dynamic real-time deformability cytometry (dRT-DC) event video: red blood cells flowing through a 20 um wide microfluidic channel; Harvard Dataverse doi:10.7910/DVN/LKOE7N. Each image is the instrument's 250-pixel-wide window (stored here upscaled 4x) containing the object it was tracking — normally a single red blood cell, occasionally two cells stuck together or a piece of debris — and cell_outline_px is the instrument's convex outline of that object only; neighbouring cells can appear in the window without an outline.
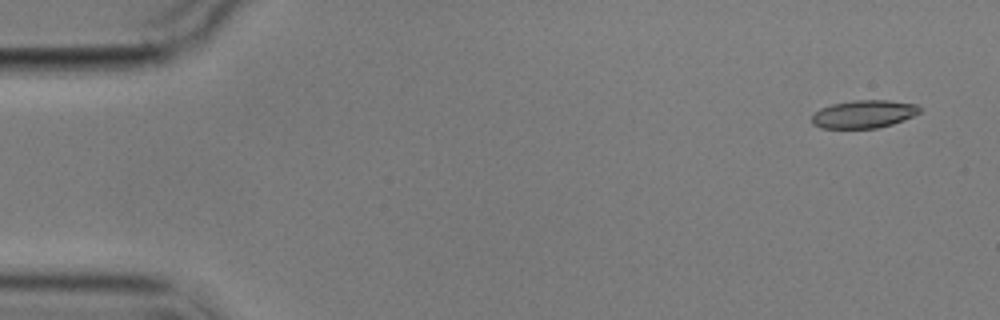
{"species": "common noctule bat (a hibernating species)", "species_latin": "Nyctalus noctula", "temperature_condition": "cold", "stored_images_in_passage": 5, "camera_frame_rate_fps": 3000, "um_per_image_px": 0.085, "animal": {"sex": "male", "body_mass_g": 17.9}, "frame": {"image": 1, "passage_image": 1, "time_ms": 0.0, "image_size_px": [1000, 320], "cell_outline_px": [[920, 112], [904, 120], [892, 124], [876, 128], [820, 128], [812, 124], [812, 116], [820, 108], [832, 104], [852, 100], [888, 100], [916, 104], [920, 108]], "centroid_in_image_um": [73.4, 9.69], "position_along_channel_um": 11.6, "area_um2": 17.51}}
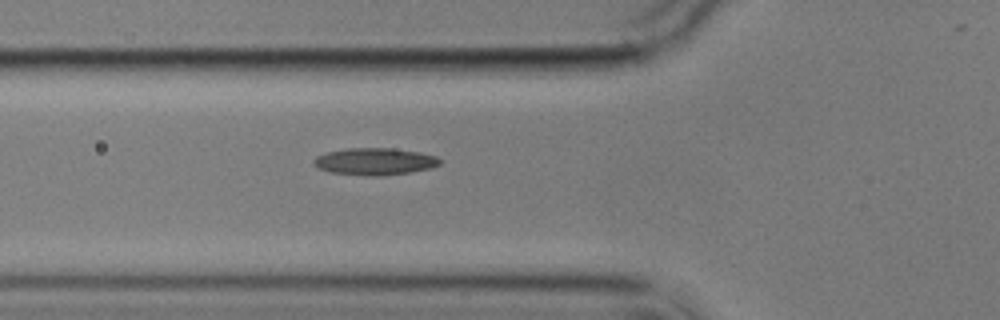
{"frame": {"image": 2, "passage_image": 5, "time_ms": 5.667, "image_size_px": [1000, 320], "cell_outline_px": [[440, 164], [432, 168], [408, 172], [380, 176], [372, 176], [328, 172], [312, 164], [312, 160], [316, 156], [328, 152], [348, 148], [392, 148], [420, 152], [436, 156], [440, 160]], "centroid_in_image_um": [31.84, 13.72], "position_along_channel_um": 94.0, "area_um2": 19.83}}